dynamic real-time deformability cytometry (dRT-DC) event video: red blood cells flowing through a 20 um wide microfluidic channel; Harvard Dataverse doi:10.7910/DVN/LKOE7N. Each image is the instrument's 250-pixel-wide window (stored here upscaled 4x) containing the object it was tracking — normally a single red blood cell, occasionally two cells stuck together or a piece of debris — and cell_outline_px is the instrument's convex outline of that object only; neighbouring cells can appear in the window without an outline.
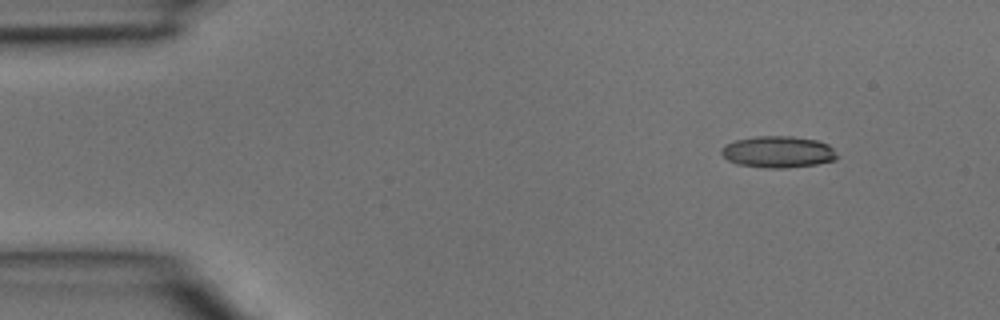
{"species": "common noctule bat (a hibernating species)", "species_latin": "Nyctalus noctula", "temperature_condition": "room temperature", "stored_images_in_passage": 2, "camera_frame_rate_fps": 3000, "um_per_image_px": 0.085, "animal": {"sex": "male", "body_mass_g": 15.6}, "frame": {"image": 1, "passage_image": 1, "time_ms": 0.0, "image_size_px": [1000, 320], "cell_outline_px": [[836, 160], [816, 164], [784, 168], [768, 168], [736, 164], [728, 160], [720, 152], [720, 148], [724, 144], [736, 140], [756, 136], [792, 136], [816, 140], [828, 144], [832, 148], [836, 156]], "centroid_in_image_um": [66.09, 12.91], "position_along_channel_um": 18.9, "area_um2": 21.27}}